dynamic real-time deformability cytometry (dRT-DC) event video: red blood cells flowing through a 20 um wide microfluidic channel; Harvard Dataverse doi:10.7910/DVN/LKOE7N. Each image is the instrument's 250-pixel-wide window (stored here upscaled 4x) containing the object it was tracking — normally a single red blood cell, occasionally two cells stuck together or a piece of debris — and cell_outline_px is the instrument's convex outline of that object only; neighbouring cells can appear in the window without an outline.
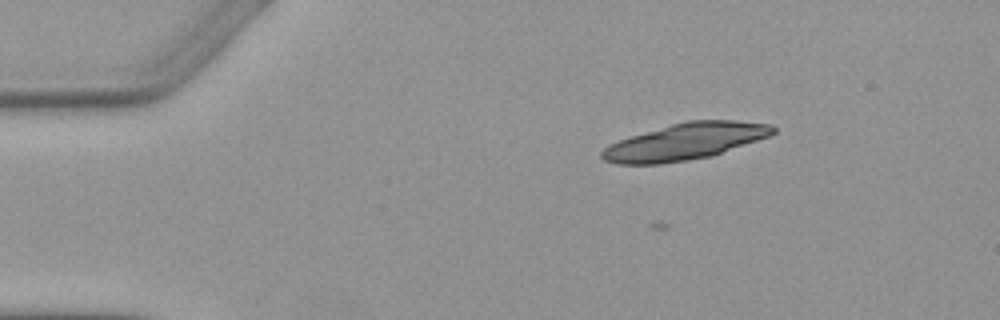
{"species": "Egyptian fruit bat (a non-hibernating species)", "species_latin": "Rousettus aegyptiacus", "temperature_condition": "warm", "stored_images_in_passage": 4, "camera_frame_rate_fps": 3000, "um_per_image_px": 0.085, "animal": {"sex": "female"}, "frame": {"image": 1, "passage_image": 2, "time_ms": 1.0, "image_size_px": [1000, 320], "cell_outline_px": [[776, 132], [772, 136], [708, 156], [688, 160], [660, 164], [616, 164], [604, 160], [600, 156], [600, 152], [604, 148], [620, 140], [632, 136], [672, 124], [688, 120], [736, 120], [772, 124], [776, 128]], "centroid_in_image_um": [58.28, 12.03], "position_along_channel_um": 26.7, "area_um2": 36.13}}